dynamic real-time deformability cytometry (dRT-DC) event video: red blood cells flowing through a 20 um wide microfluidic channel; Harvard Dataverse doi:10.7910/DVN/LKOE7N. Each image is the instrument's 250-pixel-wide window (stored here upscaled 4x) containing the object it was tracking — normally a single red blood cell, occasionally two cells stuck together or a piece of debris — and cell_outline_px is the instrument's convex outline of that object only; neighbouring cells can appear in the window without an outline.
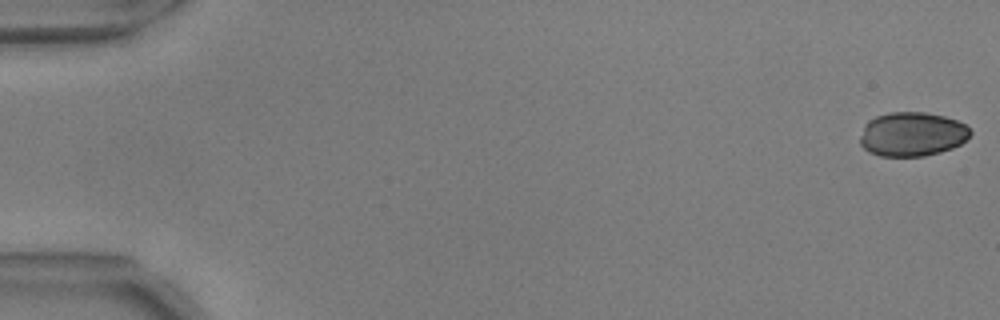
{"species": "common noctule bat (a hibernating species)", "species_latin": "Nyctalus noctula", "temperature_condition": "warm", "stored_images_in_passage": 19, "camera_frame_rate_fps": 3000, "um_per_image_px": 0.085, "animal": {"sex": "male", "body_mass_g": 17.9, "forearm_length_mm": 54.2}, "frame": {"image": 1, "passage_image": 1, "time_ms": 0.0, "image_size_px": [1000, 320], "cell_outline_px": [[972, 132], [960, 144], [952, 148], [940, 152], [924, 156], [880, 156], [868, 152], [860, 144], [860, 136], [864, 124], [868, 120], [876, 116], [888, 112], [924, 112], [944, 116], [956, 120], [964, 124]], "centroid_in_image_um": [77.49, 11.4], "position_along_channel_um": 7.5, "area_um2": 28.44}}